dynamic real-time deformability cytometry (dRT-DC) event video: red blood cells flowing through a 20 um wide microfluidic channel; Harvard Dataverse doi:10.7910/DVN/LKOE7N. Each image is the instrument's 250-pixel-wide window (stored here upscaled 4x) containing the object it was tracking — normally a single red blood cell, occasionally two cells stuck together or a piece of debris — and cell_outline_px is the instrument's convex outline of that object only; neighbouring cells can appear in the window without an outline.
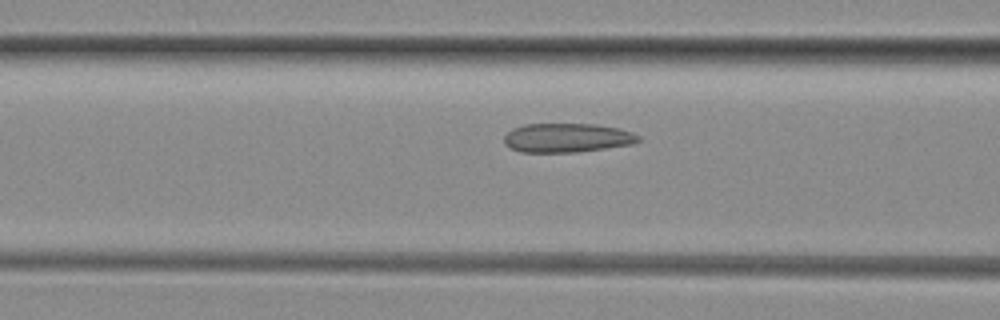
{"species": "common noctule bat (a hibernating species)", "species_latin": "Nyctalus noctula", "temperature_condition": "room temperature", "stored_images_in_passage": 11, "camera_frame_rate_fps": 3000, "um_per_image_px": 0.085, "animal": {"sex": "female", "body_mass_g": 29.2, "forearm_length_mm": 56.3}, "frame": {"image": 1, "passage_image": 10, "time_ms": 3.0, "image_size_px": [1000, 320], "cell_outline_px": [[640, 140], [632, 144], [576, 152], [520, 152], [504, 144], [504, 136], [512, 128], [524, 124], [596, 124], [620, 128], [632, 132], [640, 136]], "centroid_in_image_um": [48.19, 11.7], "position_along_channel_um": 118.4, "area_um2": 22.77}}